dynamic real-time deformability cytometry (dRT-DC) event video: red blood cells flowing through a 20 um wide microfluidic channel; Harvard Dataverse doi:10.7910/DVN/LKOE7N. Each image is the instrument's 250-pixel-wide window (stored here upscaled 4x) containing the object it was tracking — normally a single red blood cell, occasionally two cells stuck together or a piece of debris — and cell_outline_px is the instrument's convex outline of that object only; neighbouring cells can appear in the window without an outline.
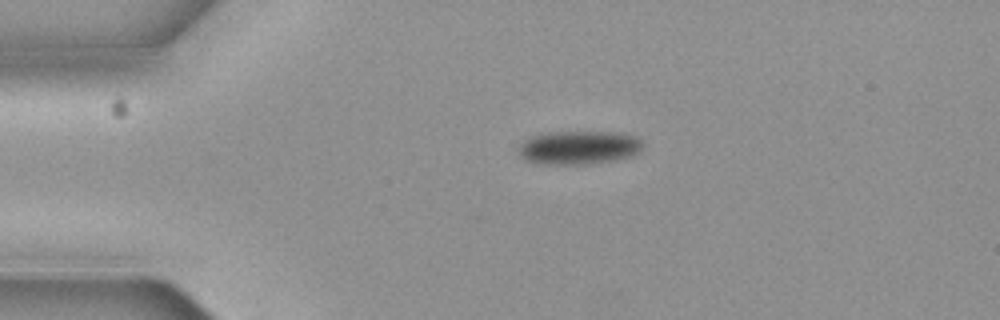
{"species": "common noctule bat (a hibernating species)", "species_latin": "Nyctalus noctula", "temperature_condition": "cold", "stored_images_in_passage": 2, "camera_frame_rate_fps": 3000, "um_per_image_px": 0.085, "animal": {"sex": "female", "body_mass_g": 19.3, "forearm_length_mm": 54.1}, "frame": {"image": 1, "passage_image": 1, "time_ms": 0.0, "image_size_px": [1000, 320], "cell_outline_px": [[644, 144], [640, 152], [632, 156], [612, 160], [588, 164], [532, 164], [524, 160], [520, 156], [520, 144], [524, 140], [532, 136], [548, 132], [612, 132], [636, 136]], "centroid_in_image_um": [49.18, 12.55], "position_along_channel_um": 35.8, "area_um2": 24.45}}